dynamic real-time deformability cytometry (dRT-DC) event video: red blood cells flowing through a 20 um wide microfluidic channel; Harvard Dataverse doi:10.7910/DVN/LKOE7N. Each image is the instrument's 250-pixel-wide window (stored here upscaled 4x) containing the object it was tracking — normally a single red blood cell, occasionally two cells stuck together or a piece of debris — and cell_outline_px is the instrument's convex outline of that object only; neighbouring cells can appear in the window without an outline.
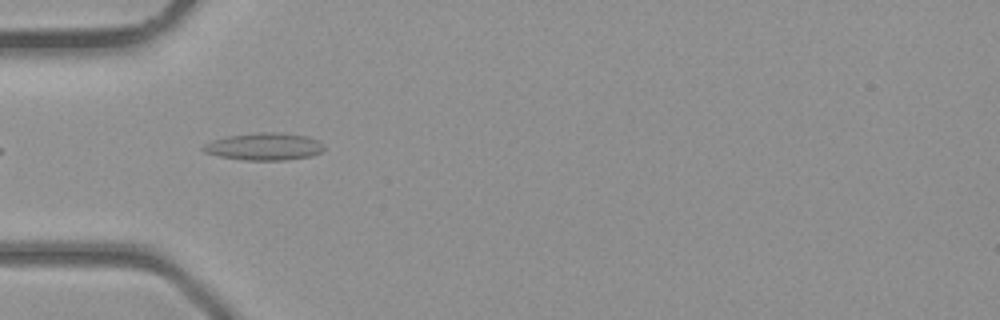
{"species": "common noctule bat (a hibernating species)", "species_latin": "Nyctalus noctula", "temperature_condition": "room temperature", "stored_images_in_passage": 28, "camera_frame_rate_fps": 3000, "um_per_image_px": 0.085, "animal": {"sex": "male", "body_mass_g": 23.1, "forearm_length_mm": 52.7}, "frame": {"image": 1, "passage_image": 1, "time_ms": 0.0, "image_size_px": [1000, 320], "cell_outline_px": [[324, 148], [320, 152], [312, 156], [284, 160], [244, 160], [220, 156], [204, 152], [200, 148], [204, 144], [212, 140], [228, 136], [256, 132], [276, 132], [308, 136], [324, 144]], "centroid_in_image_um": [22.45, 12.45], "position_along_channel_um": 62.6, "area_um2": 19.25}}
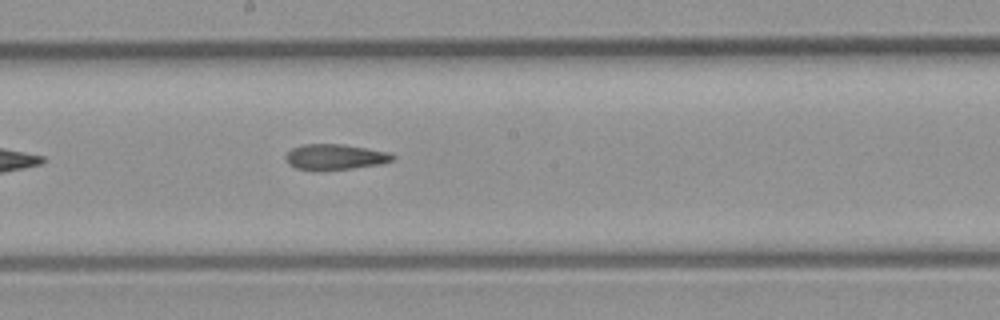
{"frame": {"image": 2, "passage_image": 10, "time_ms": 3.0, "image_size_px": [1000, 320], "cell_outline_px": [[396, 156], [392, 160], [380, 164], [352, 168], [296, 168], [288, 164], [284, 160], [284, 156], [292, 148], [304, 144], [344, 144], [388, 152]], "centroid_in_image_um": [28.47, 13.3], "position_along_channel_um": 219.7, "area_um2": 15.43}}
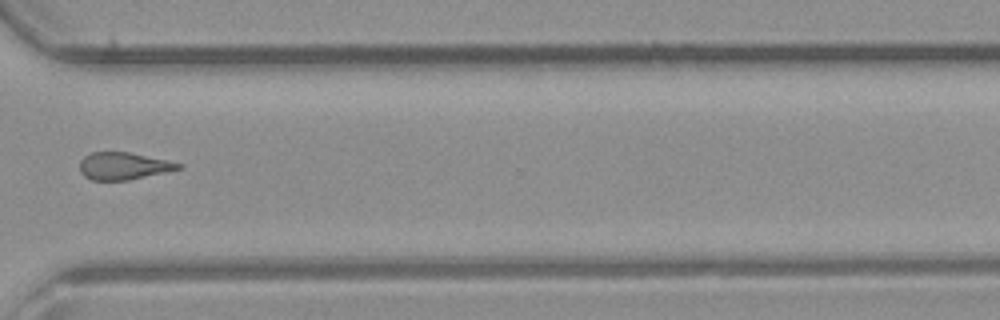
{"frame": {"image": 3, "passage_image": 18, "time_ms": 5.667, "image_size_px": [1000, 320], "cell_outline_px": [[184, 168], [128, 180], [92, 180], [84, 176], [80, 172], [80, 160], [84, 156], [92, 152], [128, 152], [184, 164]], "centroid_in_image_um": [10.49, 14.11], "position_along_channel_um": 360.1, "area_um2": 15.61}}